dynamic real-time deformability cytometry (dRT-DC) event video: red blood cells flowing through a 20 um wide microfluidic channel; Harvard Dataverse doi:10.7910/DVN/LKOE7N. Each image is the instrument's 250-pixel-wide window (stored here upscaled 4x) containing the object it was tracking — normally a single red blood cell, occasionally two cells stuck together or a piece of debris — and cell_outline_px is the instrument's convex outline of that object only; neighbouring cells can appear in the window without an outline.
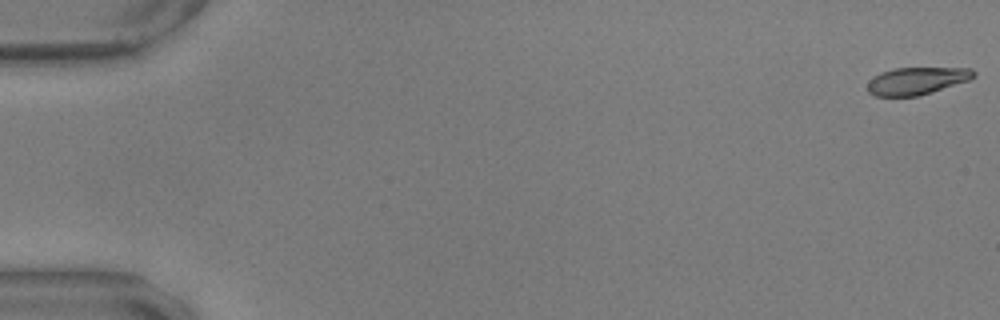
{"species": "common noctule bat (a hibernating species)", "species_latin": "Nyctalus noctula", "temperature_condition": "warm", "stored_images_in_passage": 9, "camera_frame_rate_fps": 3000, "um_per_image_px": 0.085, "animal": {"sex": "male", "body_mass_g": 17.9, "forearm_length_mm": 54.2}, "frame": {"image": 1, "passage_image": 1, "time_ms": 0.0, "image_size_px": [1000, 320], "cell_outline_px": [[976, 76], [968, 80], [916, 96], [876, 96], [868, 92], [868, 80], [880, 72], [896, 68], [972, 68], [976, 72]], "centroid_in_image_um": [77.9, 6.86], "position_along_channel_um": 7.1, "area_um2": 16.7}}